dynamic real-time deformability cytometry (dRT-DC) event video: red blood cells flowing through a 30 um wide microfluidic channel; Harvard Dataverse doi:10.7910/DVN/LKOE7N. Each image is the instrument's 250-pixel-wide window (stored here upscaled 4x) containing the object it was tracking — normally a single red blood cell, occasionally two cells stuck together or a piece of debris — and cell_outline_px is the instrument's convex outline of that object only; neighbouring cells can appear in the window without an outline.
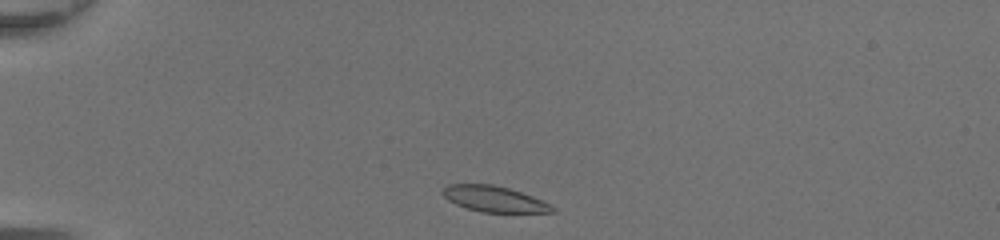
{"species": "common noctule bat (a hibernating species)", "species_latin": "Nyctalus noctula", "temperature_condition": "room temperature", "stored_images_in_passage": 36, "camera_frame_rate_fps": 3000, "um_per_image_px": 0.085, "animal": {"sex": "female", "body_mass_g": 20.0, "forearm_length_mm": 54.0}, "frame": {"image": 1, "passage_image": 1, "time_ms": 0.0, "image_size_px": [1000, 240], "cell_outline_px": [[556, 212], [480, 212], [456, 204], [448, 200], [440, 192], [448, 184], [492, 184], [508, 188], [532, 196], [552, 204], [556, 208]], "centroid_in_image_um": [42.02, 16.91], "position_along_channel_um": 43.0, "area_um2": 16.47}}
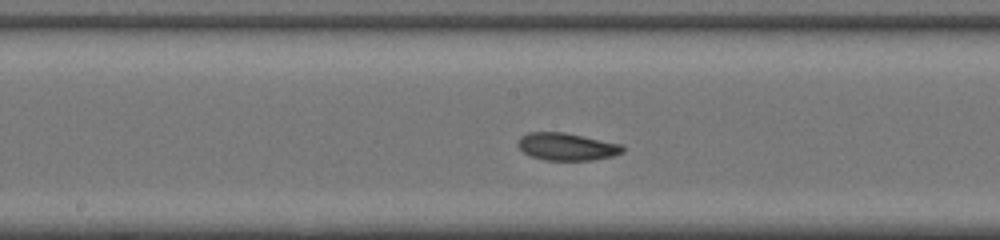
{"frame": {"image": 2, "passage_image": 15, "time_ms": 4.667, "image_size_px": [1000, 240], "cell_outline_px": [[624, 152], [612, 156], [592, 160], [544, 160], [532, 156], [524, 152], [516, 144], [520, 136], [528, 132], [564, 132], [624, 144]], "centroid_in_image_um": [48.19, 12.46], "position_along_channel_um": 200.0, "area_um2": 16.88}}
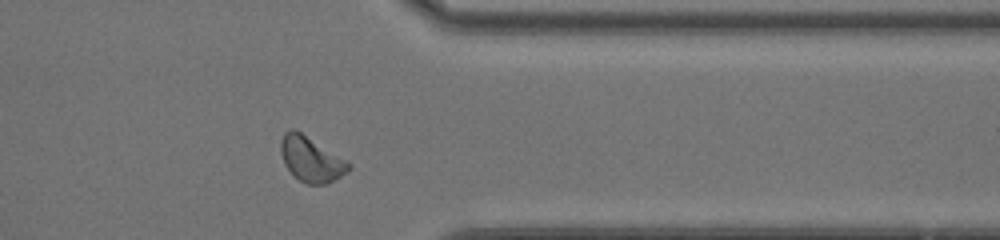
{"frame": {"image": 3, "passage_image": 28, "time_ms": 9.0, "image_size_px": [1000, 240], "cell_outline_px": [[352, 168], [348, 172], [324, 184], [308, 184], [300, 180], [284, 164], [280, 152], [280, 140], [284, 132], [292, 128], [300, 132], [352, 164]], "centroid_in_image_um": [26.42, 13.52], "position_along_channel_um": 385.0, "area_um2": 17.46}, "authors_computed_cell_mechanics": {"area_um2": 16.8487, "velocity_mm_per_s": 4.3712, "shape_relaxation_time_tau1_ms": 7.8673, "shape_relaxation_time_tau2_ms": 4.9265, "deformation_change_tau1": 0.1726, "deformation_change_tau2": 0.1171}}